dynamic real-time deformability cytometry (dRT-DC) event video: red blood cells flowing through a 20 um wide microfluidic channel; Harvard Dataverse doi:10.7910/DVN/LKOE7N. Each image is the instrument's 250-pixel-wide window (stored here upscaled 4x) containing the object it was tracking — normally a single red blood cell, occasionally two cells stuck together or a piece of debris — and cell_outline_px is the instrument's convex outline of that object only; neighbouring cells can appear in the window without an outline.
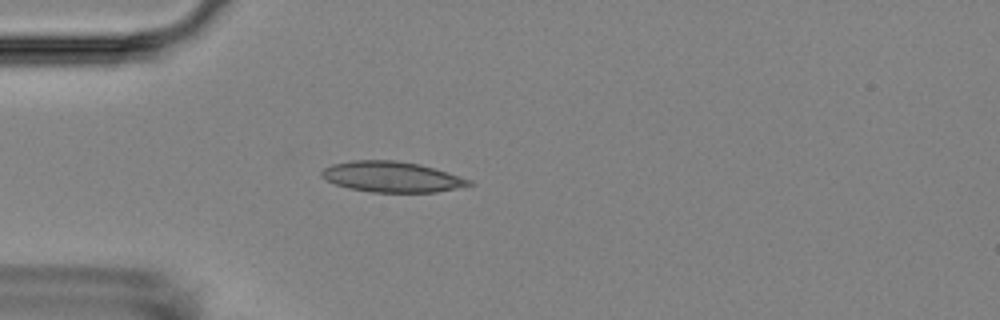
{"species": "Egyptian fruit bat (a non-hibernating species)", "species_latin": "Rousettus aegyptiacus", "temperature_condition": "room temperature", "stored_images_in_passage": 6, "camera_frame_rate_fps": 3000, "um_per_image_px": 0.085, "animal": {"sex": "female"}, "frame": {"image": 1, "passage_image": 5, "time_ms": 6.333, "image_size_px": [1000, 320], "cell_outline_px": [[476, 184], [436, 192], [372, 192], [348, 188], [336, 184], [320, 176], [320, 172], [324, 168], [332, 164], [352, 160], [396, 160], [420, 164], [448, 172], [472, 180]], "centroid_in_image_um": [33.32, 15.02], "position_along_channel_um": 51.7, "area_um2": 26.36}}